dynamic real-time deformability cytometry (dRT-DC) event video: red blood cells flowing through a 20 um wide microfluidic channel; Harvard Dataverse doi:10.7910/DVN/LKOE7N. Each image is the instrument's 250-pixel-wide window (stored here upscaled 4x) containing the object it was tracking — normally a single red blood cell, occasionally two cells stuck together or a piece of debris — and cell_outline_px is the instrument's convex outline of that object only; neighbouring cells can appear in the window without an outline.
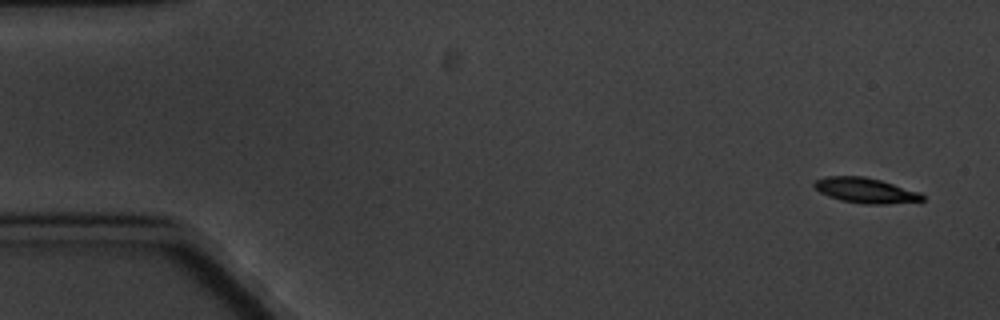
{"species": "common noctule bat (a hibernating species)", "species_latin": "Nyctalus noctula", "temperature_condition": "cold", "stored_images_in_passage": 5, "camera_frame_rate_fps": 3000, "um_per_image_px": 0.085, "animal": {"sex": "male", "body_mass_g": 20.1, "forearm_length_mm": 53.5}, "frame": {"image": 1, "passage_image": 1, "time_ms": 0.0, "image_size_px": [1000, 320], "cell_outline_px": [[924, 200], [884, 204], [864, 204], [840, 200], [828, 196], [820, 192], [812, 184], [816, 180], [824, 176], [864, 176], [880, 180], [920, 192], [924, 196]], "centroid_in_image_um": [73.54, 16.18], "position_along_channel_um": 11.5, "area_um2": 15.78}}
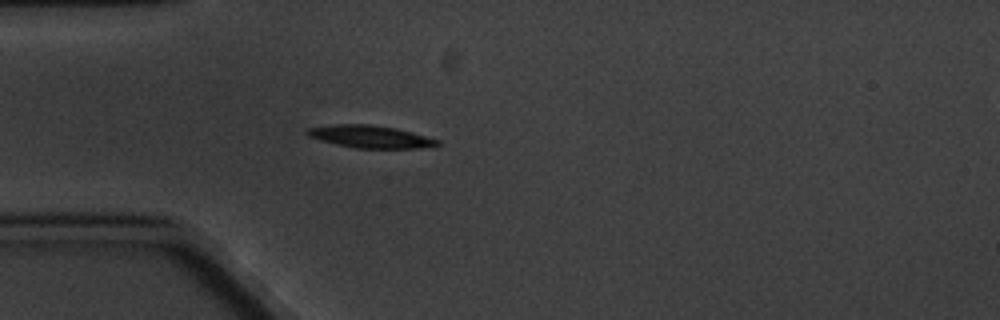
{"frame": {"image": 2, "passage_image": 5, "time_ms": 4.667, "image_size_px": [1000, 320], "cell_outline_px": [[440, 144], [420, 148], [356, 148], [336, 144], [320, 140], [308, 136], [304, 132], [308, 128], [332, 124], [368, 124], [396, 128], [440, 140]], "centroid_in_image_um": [31.44, 11.61], "position_along_channel_um": 53.6, "area_um2": 16.94}}